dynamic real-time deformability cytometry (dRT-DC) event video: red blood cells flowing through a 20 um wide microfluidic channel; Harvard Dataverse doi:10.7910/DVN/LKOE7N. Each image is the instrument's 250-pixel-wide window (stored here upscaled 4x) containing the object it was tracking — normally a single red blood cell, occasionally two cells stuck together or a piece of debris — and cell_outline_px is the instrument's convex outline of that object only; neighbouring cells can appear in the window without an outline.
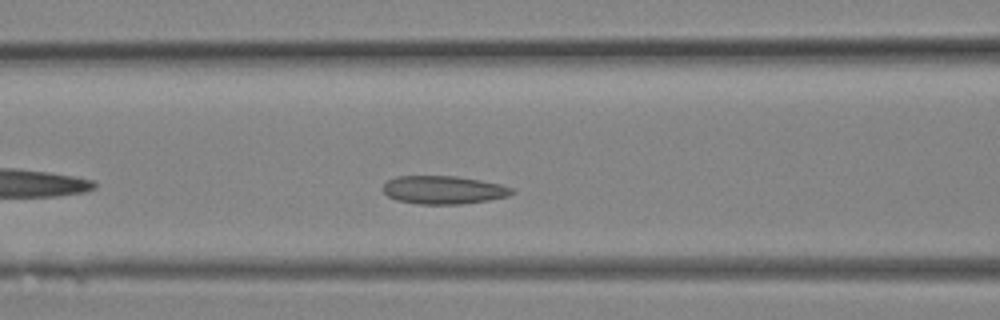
{"species": "Egyptian fruit bat (a non-hibernating species)", "species_latin": "Rousettus aegyptiacus", "temperature_condition": "room temperature", "stored_images_in_passage": 24, "camera_frame_rate_fps": 3000, "um_per_image_px": 0.085, "animal": {"sex": "female"}, "frame": {"image": 1, "passage_image": 8, "time_ms": 2.333, "image_size_px": [1000, 320], "cell_outline_px": [[516, 192], [508, 196], [488, 200], [460, 204], [420, 204], [396, 200], [388, 196], [380, 188], [388, 180], [396, 176], [456, 176], [480, 180], [500, 184], [516, 188]], "centroid_in_image_um": [37.71, 16.14], "position_along_channel_um": 128.9, "area_um2": 21.33}}
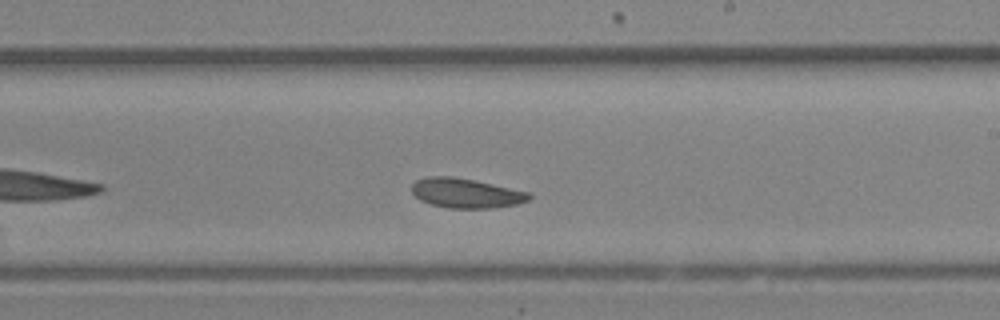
{"frame": {"image": 2, "passage_image": 13, "time_ms": 4.0, "image_size_px": [1000, 320], "cell_outline_px": [[532, 196], [528, 200], [516, 204], [492, 208], [448, 208], [432, 204], [420, 200], [412, 192], [412, 184], [416, 180], [428, 176], [452, 176], [492, 184], [528, 192]], "centroid_in_image_um": [39.58, 16.42], "position_along_channel_um": 249.4, "area_um2": 20.0}}
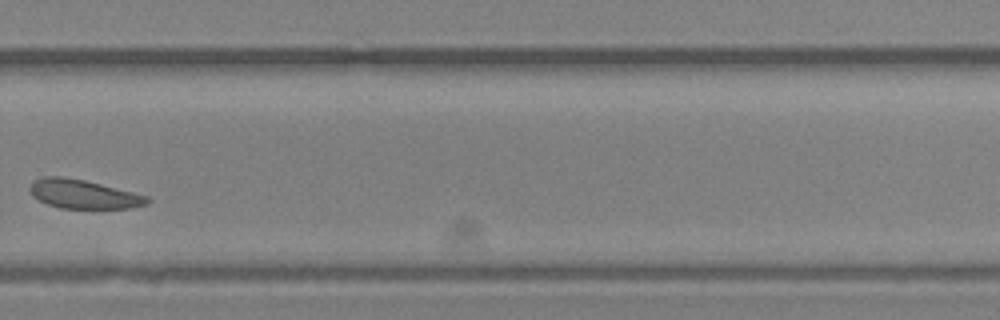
{"frame": {"image": 3, "passage_image": 16, "time_ms": 5.0, "image_size_px": [1000, 320], "cell_outline_px": [[148, 204], [128, 208], [60, 208], [48, 204], [32, 196], [28, 188], [36, 180], [44, 176], [64, 176], [84, 180], [148, 196]], "centroid_in_image_um": [7.06, 16.5], "position_along_channel_um": 322.7, "area_um2": 19.48}}